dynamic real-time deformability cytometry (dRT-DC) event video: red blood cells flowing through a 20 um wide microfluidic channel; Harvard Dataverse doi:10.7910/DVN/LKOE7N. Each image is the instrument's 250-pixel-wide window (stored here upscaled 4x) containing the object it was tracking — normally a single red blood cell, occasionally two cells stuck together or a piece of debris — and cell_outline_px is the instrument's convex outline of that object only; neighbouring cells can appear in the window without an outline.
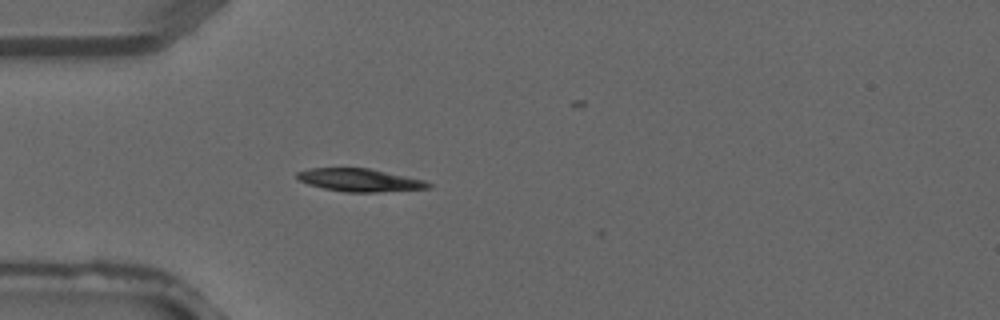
{"species": "common noctule bat (a hibernating species)", "species_latin": "Nyctalus noctula", "temperature_condition": "warm", "stored_images_in_passage": 2, "camera_frame_rate_fps": 3000, "um_per_image_px": 0.085, "animal": {"sex": "male", "forearm_length_mm": 52.5}, "frame": {"image": 1, "passage_image": 2, "time_ms": 0.333, "image_size_px": [1000, 320], "cell_outline_px": [[432, 188], [376, 192], [344, 192], [324, 188], [308, 184], [300, 180], [296, 176], [296, 172], [308, 168], [368, 168], [424, 180], [432, 184]], "centroid_in_image_um": [30.57, 15.31], "position_along_channel_um": 54.4, "area_um2": 17.4}}